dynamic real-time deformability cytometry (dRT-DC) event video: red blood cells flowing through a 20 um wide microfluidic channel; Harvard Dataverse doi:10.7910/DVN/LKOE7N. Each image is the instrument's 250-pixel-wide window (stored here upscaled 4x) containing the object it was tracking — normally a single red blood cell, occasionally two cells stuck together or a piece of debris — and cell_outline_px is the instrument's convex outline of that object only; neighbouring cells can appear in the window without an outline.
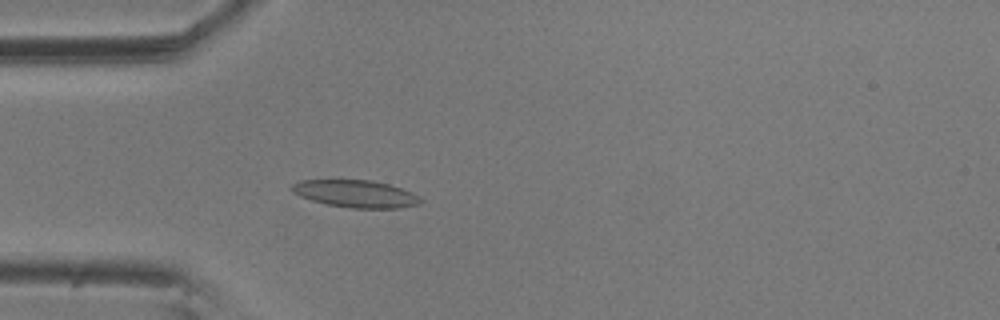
{"species": "common noctule bat (a hibernating species)", "species_latin": "Nyctalus noctula", "temperature_condition": "room temperature", "stored_images_in_passage": 4, "camera_frame_rate_fps": 3000, "um_per_image_px": 0.085, "animal": {"sex": "male", "body_mass_g": 20.5, "forearm_length_mm": 52.5}, "frame": {"image": 1, "passage_image": 4, "time_ms": 1.0, "image_size_px": [1000, 320], "cell_outline_px": [[424, 200], [420, 204], [400, 208], [348, 208], [324, 204], [300, 196], [292, 192], [288, 188], [292, 184], [300, 180], [336, 176], [372, 180], [388, 184], [412, 192], [420, 196]], "centroid_in_image_um": [30.15, 16.41], "position_along_channel_um": 54.8, "area_um2": 21.79}}